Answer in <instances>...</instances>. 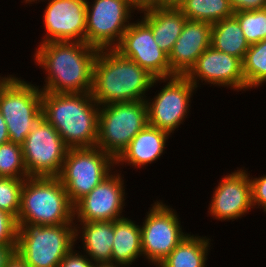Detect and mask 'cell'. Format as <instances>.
I'll list each match as a JSON object with an SVG mask.
<instances>
[{
    "mask_svg": "<svg viewBox=\"0 0 266 267\" xmlns=\"http://www.w3.org/2000/svg\"><path fill=\"white\" fill-rule=\"evenodd\" d=\"M35 49L34 63L46 74L42 92L91 93L98 49L77 41L45 42Z\"/></svg>",
    "mask_w": 266,
    "mask_h": 267,
    "instance_id": "cell-1",
    "label": "cell"
},
{
    "mask_svg": "<svg viewBox=\"0 0 266 267\" xmlns=\"http://www.w3.org/2000/svg\"><path fill=\"white\" fill-rule=\"evenodd\" d=\"M163 79H155L135 61L115 49L99 50L93 67L91 95L100 105L146 100L147 93Z\"/></svg>",
    "mask_w": 266,
    "mask_h": 267,
    "instance_id": "cell-2",
    "label": "cell"
},
{
    "mask_svg": "<svg viewBox=\"0 0 266 267\" xmlns=\"http://www.w3.org/2000/svg\"><path fill=\"white\" fill-rule=\"evenodd\" d=\"M99 108L91 93L42 92V117L69 149L96 147Z\"/></svg>",
    "mask_w": 266,
    "mask_h": 267,
    "instance_id": "cell-3",
    "label": "cell"
},
{
    "mask_svg": "<svg viewBox=\"0 0 266 267\" xmlns=\"http://www.w3.org/2000/svg\"><path fill=\"white\" fill-rule=\"evenodd\" d=\"M74 222V206L58 177L29 176L21 189L18 225Z\"/></svg>",
    "mask_w": 266,
    "mask_h": 267,
    "instance_id": "cell-4",
    "label": "cell"
},
{
    "mask_svg": "<svg viewBox=\"0 0 266 267\" xmlns=\"http://www.w3.org/2000/svg\"><path fill=\"white\" fill-rule=\"evenodd\" d=\"M14 74H0V113L8 128L9 142L22 145L42 118L41 86Z\"/></svg>",
    "mask_w": 266,
    "mask_h": 267,
    "instance_id": "cell-5",
    "label": "cell"
},
{
    "mask_svg": "<svg viewBox=\"0 0 266 267\" xmlns=\"http://www.w3.org/2000/svg\"><path fill=\"white\" fill-rule=\"evenodd\" d=\"M75 244V223L18 225L16 252L29 267H58Z\"/></svg>",
    "mask_w": 266,
    "mask_h": 267,
    "instance_id": "cell-6",
    "label": "cell"
},
{
    "mask_svg": "<svg viewBox=\"0 0 266 267\" xmlns=\"http://www.w3.org/2000/svg\"><path fill=\"white\" fill-rule=\"evenodd\" d=\"M147 124L145 100L100 106L96 147L116 160Z\"/></svg>",
    "mask_w": 266,
    "mask_h": 267,
    "instance_id": "cell-7",
    "label": "cell"
},
{
    "mask_svg": "<svg viewBox=\"0 0 266 267\" xmlns=\"http://www.w3.org/2000/svg\"><path fill=\"white\" fill-rule=\"evenodd\" d=\"M115 167V159L98 147L70 148L58 178L74 205L109 176Z\"/></svg>",
    "mask_w": 266,
    "mask_h": 267,
    "instance_id": "cell-8",
    "label": "cell"
},
{
    "mask_svg": "<svg viewBox=\"0 0 266 267\" xmlns=\"http://www.w3.org/2000/svg\"><path fill=\"white\" fill-rule=\"evenodd\" d=\"M169 206L156 199L141 224L143 258L155 267L189 234L182 230L179 215Z\"/></svg>",
    "mask_w": 266,
    "mask_h": 267,
    "instance_id": "cell-9",
    "label": "cell"
},
{
    "mask_svg": "<svg viewBox=\"0 0 266 267\" xmlns=\"http://www.w3.org/2000/svg\"><path fill=\"white\" fill-rule=\"evenodd\" d=\"M132 13L128 0H87L86 43L98 50L115 49L134 19Z\"/></svg>",
    "mask_w": 266,
    "mask_h": 267,
    "instance_id": "cell-10",
    "label": "cell"
},
{
    "mask_svg": "<svg viewBox=\"0 0 266 267\" xmlns=\"http://www.w3.org/2000/svg\"><path fill=\"white\" fill-rule=\"evenodd\" d=\"M29 176L58 177L68 151L57 130L43 117L21 145Z\"/></svg>",
    "mask_w": 266,
    "mask_h": 267,
    "instance_id": "cell-11",
    "label": "cell"
},
{
    "mask_svg": "<svg viewBox=\"0 0 266 267\" xmlns=\"http://www.w3.org/2000/svg\"><path fill=\"white\" fill-rule=\"evenodd\" d=\"M164 82L152 99L145 100L148 124L172 135L188 117L190 99L197 88L185 76L164 78Z\"/></svg>",
    "mask_w": 266,
    "mask_h": 267,
    "instance_id": "cell-12",
    "label": "cell"
},
{
    "mask_svg": "<svg viewBox=\"0 0 266 267\" xmlns=\"http://www.w3.org/2000/svg\"><path fill=\"white\" fill-rule=\"evenodd\" d=\"M116 172V173H115ZM115 169L74 206V221H114L124 218L125 182L121 171Z\"/></svg>",
    "mask_w": 266,
    "mask_h": 267,
    "instance_id": "cell-13",
    "label": "cell"
},
{
    "mask_svg": "<svg viewBox=\"0 0 266 267\" xmlns=\"http://www.w3.org/2000/svg\"><path fill=\"white\" fill-rule=\"evenodd\" d=\"M115 50L155 79L170 78L168 55L155 42L151 27L141 17L131 22Z\"/></svg>",
    "mask_w": 266,
    "mask_h": 267,
    "instance_id": "cell-14",
    "label": "cell"
},
{
    "mask_svg": "<svg viewBox=\"0 0 266 267\" xmlns=\"http://www.w3.org/2000/svg\"><path fill=\"white\" fill-rule=\"evenodd\" d=\"M213 191L208 213L216 220L235 221L254 209L249 173L244 168L227 173Z\"/></svg>",
    "mask_w": 266,
    "mask_h": 267,
    "instance_id": "cell-15",
    "label": "cell"
},
{
    "mask_svg": "<svg viewBox=\"0 0 266 267\" xmlns=\"http://www.w3.org/2000/svg\"><path fill=\"white\" fill-rule=\"evenodd\" d=\"M86 1L47 0L42 19L46 34L38 44L53 41L86 43Z\"/></svg>",
    "mask_w": 266,
    "mask_h": 267,
    "instance_id": "cell-16",
    "label": "cell"
},
{
    "mask_svg": "<svg viewBox=\"0 0 266 267\" xmlns=\"http://www.w3.org/2000/svg\"><path fill=\"white\" fill-rule=\"evenodd\" d=\"M185 77L198 89L204 85L227 87L234 91H246L242 61L232 55L208 47L197 59ZM201 80V81H199ZM199 85V86H198Z\"/></svg>",
    "mask_w": 266,
    "mask_h": 267,
    "instance_id": "cell-17",
    "label": "cell"
},
{
    "mask_svg": "<svg viewBox=\"0 0 266 267\" xmlns=\"http://www.w3.org/2000/svg\"><path fill=\"white\" fill-rule=\"evenodd\" d=\"M212 24L197 20H186L182 33L168 55L170 77L185 76L197 59L211 46Z\"/></svg>",
    "mask_w": 266,
    "mask_h": 267,
    "instance_id": "cell-18",
    "label": "cell"
},
{
    "mask_svg": "<svg viewBox=\"0 0 266 267\" xmlns=\"http://www.w3.org/2000/svg\"><path fill=\"white\" fill-rule=\"evenodd\" d=\"M169 137L172 136L168 132L147 124L115 160L117 167L122 168L125 163L132 168L143 169L153 164L164 154Z\"/></svg>",
    "mask_w": 266,
    "mask_h": 267,
    "instance_id": "cell-19",
    "label": "cell"
},
{
    "mask_svg": "<svg viewBox=\"0 0 266 267\" xmlns=\"http://www.w3.org/2000/svg\"><path fill=\"white\" fill-rule=\"evenodd\" d=\"M114 239V221L75 223V243L82 240L81 252L94 264L111 263Z\"/></svg>",
    "mask_w": 266,
    "mask_h": 267,
    "instance_id": "cell-20",
    "label": "cell"
},
{
    "mask_svg": "<svg viewBox=\"0 0 266 267\" xmlns=\"http://www.w3.org/2000/svg\"><path fill=\"white\" fill-rule=\"evenodd\" d=\"M140 17L151 27L160 49L169 55L182 33L186 16L175 5H168L144 11Z\"/></svg>",
    "mask_w": 266,
    "mask_h": 267,
    "instance_id": "cell-21",
    "label": "cell"
},
{
    "mask_svg": "<svg viewBox=\"0 0 266 267\" xmlns=\"http://www.w3.org/2000/svg\"><path fill=\"white\" fill-rule=\"evenodd\" d=\"M128 216L114 220L111 263L129 267L142 256L141 225Z\"/></svg>",
    "mask_w": 266,
    "mask_h": 267,
    "instance_id": "cell-22",
    "label": "cell"
},
{
    "mask_svg": "<svg viewBox=\"0 0 266 267\" xmlns=\"http://www.w3.org/2000/svg\"><path fill=\"white\" fill-rule=\"evenodd\" d=\"M206 237L190 232L157 267H207L212 240Z\"/></svg>",
    "mask_w": 266,
    "mask_h": 267,
    "instance_id": "cell-23",
    "label": "cell"
},
{
    "mask_svg": "<svg viewBox=\"0 0 266 267\" xmlns=\"http://www.w3.org/2000/svg\"><path fill=\"white\" fill-rule=\"evenodd\" d=\"M211 46L217 51L243 61L250 44L245 38L239 21L232 16L212 24Z\"/></svg>",
    "mask_w": 266,
    "mask_h": 267,
    "instance_id": "cell-24",
    "label": "cell"
},
{
    "mask_svg": "<svg viewBox=\"0 0 266 267\" xmlns=\"http://www.w3.org/2000/svg\"><path fill=\"white\" fill-rule=\"evenodd\" d=\"M175 6L188 20L210 24L234 15L230 0H179Z\"/></svg>",
    "mask_w": 266,
    "mask_h": 267,
    "instance_id": "cell-25",
    "label": "cell"
},
{
    "mask_svg": "<svg viewBox=\"0 0 266 267\" xmlns=\"http://www.w3.org/2000/svg\"><path fill=\"white\" fill-rule=\"evenodd\" d=\"M246 90L266 83V39L250 45L242 61Z\"/></svg>",
    "mask_w": 266,
    "mask_h": 267,
    "instance_id": "cell-26",
    "label": "cell"
},
{
    "mask_svg": "<svg viewBox=\"0 0 266 267\" xmlns=\"http://www.w3.org/2000/svg\"><path fill=\"white\" fill-rule=\"evenodd\" d=\"M0 177L15 179L29 177L21 145L12 142L0 145Z\"/></svg>",
    "mask_w": 266,
    "mask_h": 267,
    "instance_id": "cell-27",
    "label": "cell"
},
{
    "mask_svg": "<svg viewBox=\"0 0 266 267\" xmlns=\"http://www.w3.org/2000/svg\"><path fill=\"white\" fill-rule=\"evenodd\" d=\"M247 42L252 45L266 39V8L234 12Z\"/></svg>",
    "mask_w": 266,
    "mask_h": 267,
    "instance_id": "cell-28",
    "label": "cell"
},
{
    "mask_svg": "<svg viewBox=\"0 0 266 267\" xmlns=\"http://www.w3.org/2000/svg\"><path fill=\"white\" fill-rule=\"evenodd\" d=\"M25 179L0 177V210L14 216L20 211L21 189Z\"/></svg>",
    "mask_w": 266,
    "mask_h": 267,
    "instance_id": "cell-29",
    "label": "cell"
},
{
    "mask_svg": "<svg viewBox=\"0 0 266 267\" xmlns=\"http://www.w3.org/2000/svg\"><path fill=\"white\" fill-rule=\"evenodd\" d=\"M17 219L6 211L0 210V244H17Z\"/></svg>",
    "mask_w": 266,
    "mask_h": 267,
    "instance_id": "cell-30",
    "label": "cell"
},
{
    "mask_svg": "<svg viewBox=\"0 0 266 267\" xmlns=\"http://www.w3.org/2000/svg\"><path fill=\"white\" fill-rule=\"evenodd\" d=\"M253 208H260L266 213V174L258 178L250 176Z\"/></svg>",
    "mask_w": 266,
    "mask_h": 267,
    "instance_id": "cell-31",
    "label": "cell"
},
{
    "mask_svg": "<svg viewBox=\"0 0 266 267\" xmlns=\"http://www.w3.org/2000/svg\"><path fill=\"white\" fill-rule=\"evenodd\" d=\"M93 264V261L85 253L77 252L74 247L65 255L58 267H92Z\"/></svg>",
    "mask_w": 266,
    "mask_h": 267,
    "instance_id": "cell-32",
    "label": "cell"
},
{
    "mask_svg": "<svg viewBox=\"0 0 266 267\" xmlns=\"http://www.w3.org/2000/svg\"><path fill=\"white\" fill-rule=\"evenodd\" d=\"M234 12L266 8V0H230Z\"/></svg>",
    "mask_w": 266,
    "mask_h": 267,
    "instance_id": "cell-33",
    "label": "cell"
},
{
    "mask_svg": "<svg viewBox=\"0 0 266 267\" xmlns=\"http://www.w3.org/2000/svg\"><path fill=\"white\" fill-rule=\"evenodd\" d=\"M130 6L136 11L137 13H142L144 11L161 8L167 6L162 0H128Z\"/></svg>",
    "mask_w": 266,
    "mask_h": 267,
    "instance_id": "cell-34",
    "label": "cell"
},
{
    "mask_svg": "<svg viewBox=\"0 0 266 267\" xmlns=\"http://www.w3.org/2000/svg\"><path fill=\"white\" fill-rule=\"evenodd\" d=\"M17 244H0V267H5L16 253Z\"/></svg>",
    "mask_w": 266,
    "mask_h": 267,
    "instance_id": "cell-35",
    "label": "cell"
},
{
    "mask_svg": "<svg viewBox=\"0 0 266 267\" xmlns=\"http://www.w3.org/2000/svg\"><path fill=\"white\" fill-rule=\"evenodd\" d=\"M9 142L8 128L0 113V145Z\"/></svg>",
    "mask_w": 266,
    "mask_h": 267,
    "instance_id": "cell-36",
    "label": "cell"
},
{
    "mask_svg": "<svg viewBox=\"0 0 266 267\" xmlns=\"http://www.w3.org/2000/svg\"><path fill=\"white\" fill-rule=\"evenodd\" d=\"M5 267H29L24 260L17 254V252L13 255V257L8 261Z\"/></svg>",
    "mask_w": 266,
    "mask_h": 267,
    "instance_id": "cell-37",
    "label": "cell"
},
{
    "mask_svg": "<svg viewBox=\"0 0 266 267\" xmlns=\"http://www.w3.org/2000/svg\"><path fill=\"white\" fill-rule=\"evenodd\" d=\"M92 267H123V266L114 263H101V264H93Z\"/></svg>",
    "mask_w": 266,
    "mask_h": 267,
    "instance_id": "cell-38",
    "label": "cell"
},
{
    "mask_svg": "<svg viewBox=\"0 0 266 267\" xmlns=\"http://www.w3.org/2000/svg\"><path fill=\"white\" fill-rule=\"evenodd\" d=\"M37 1H38V3L41 1V2H45L46 0H23V2L22 3H25V4H34V3H36L37 4Z\"/></svg>",
    "mask_w": 266,
    "mask_h": 267,
    "instance_id": "cell-39",
    "label": "cell"
},
{
    "mask_svg": "<svg viewBox=\"0 0 266 267\" xmlns=\"http://www.w3.org/2000/svg\"><path fill=\"white\" fill-rule=\"evenodd\" d=\"M167 6L175 5L179 0H162Z\"/></svg>",
    "mask_w": 266,
    "mask_h": 267,
    "instance_id": "cell-40",
    "label": "cell"
}]
</instances>
